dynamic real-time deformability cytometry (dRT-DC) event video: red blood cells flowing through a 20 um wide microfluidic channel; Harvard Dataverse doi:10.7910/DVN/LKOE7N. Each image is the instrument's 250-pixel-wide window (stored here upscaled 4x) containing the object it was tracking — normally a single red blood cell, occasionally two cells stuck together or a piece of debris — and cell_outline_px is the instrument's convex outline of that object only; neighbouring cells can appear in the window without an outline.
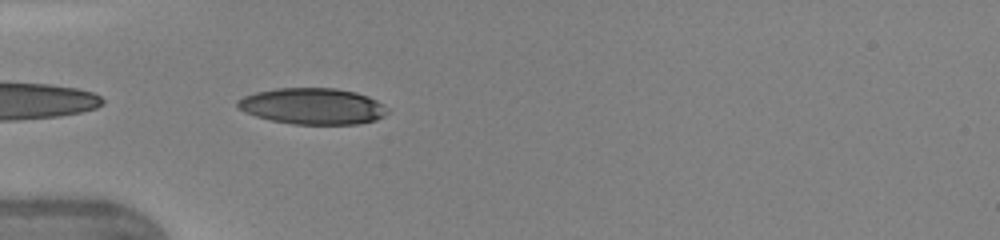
{"species": "human", "species_latin": "Homo sapiens", "temperature_condition": "warm", "stored_images_in_passage": 33, "camera_frame_rate_fps": 3000, "um_per_image_px": 0.085, "donor": {"sex": "female"}, "frame": {"image": 1, "passage_image": 1, "time_ms": 0.0, "image_size_px": [1000, 240], "cell_outline_px": [[388, 112], [384, 116], [376, 120], [360, 124], [292, 124], [272, 120], [256, 116], [244, 112], [236, 104], [236, 100], [244, 96], [256, 92], [276, 88], [336, 88], [356, 92], [368, 96], [376, 100], [388, 108]], "centroid_in_image_um": [26.59, 9.02], "position_along_channel_um": 58.4, "area_um2": 31.73}}
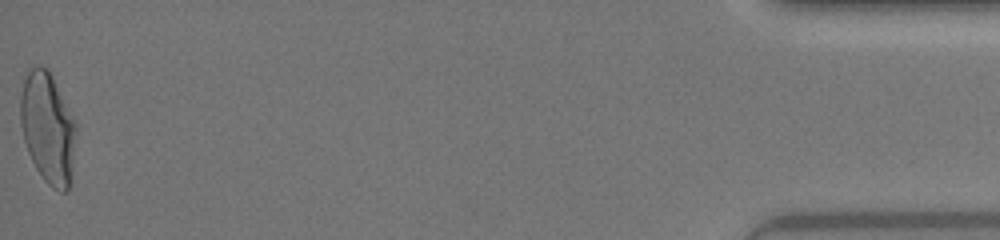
{"frame": {"image": 2, "passage_image": 33, "time_ms": 10.667, "image_size_px": [1000, 240], "cell_outline_px": [[76, 128], [68, 188], [64, 192], [60, 192], [52, 188], [44, 180], [36, 168], [28, 152], [24, 140], [20, 124], [20, 96], [24, 80], [28, 72], [36, 64], [40, 64], [48, 68], [76, 124]], "centroid_in_image_um": [4.02, 10.84], "position_along_channel_um": 431.2, "area_um2": 35.37}, "authors_computed_cell_mechanics": {"area_um2": 32.7148, "velocity_mm_per_s": 4.3723, "shape_relaxation_time_tau1_ms": 3.3653, "shape_relaxation_time_tau2_ms": 0.6319, "deformation_change_tau1": 0.1967, "deformation_change_tau2": 0.0634}}